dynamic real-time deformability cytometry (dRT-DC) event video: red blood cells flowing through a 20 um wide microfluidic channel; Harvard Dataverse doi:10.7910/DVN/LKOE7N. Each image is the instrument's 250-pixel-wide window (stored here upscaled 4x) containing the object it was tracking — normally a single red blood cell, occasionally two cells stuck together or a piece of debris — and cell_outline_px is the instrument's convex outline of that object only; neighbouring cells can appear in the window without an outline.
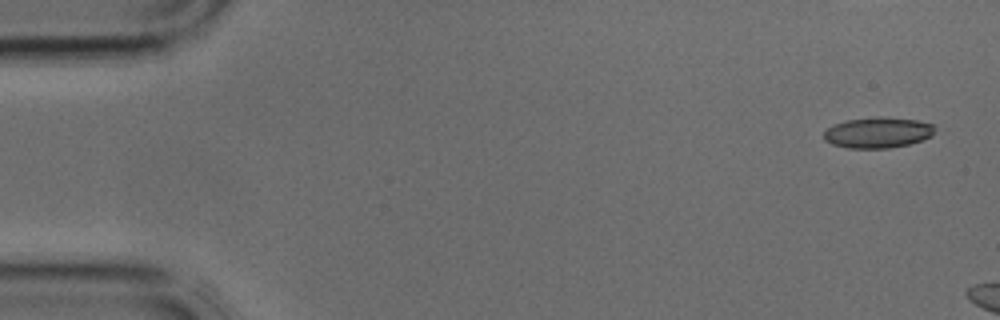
{"species": "common noctule bat (a hibernating species)", "species_latin": "Nyctalus noctula", "temperature_condition": "cold", "stored_images_in_passage": 3, "camera_frame_rate_fps": 3000, "um_per_image_px": 0.085, "animal": {"sex": "male", "body_mass_g": 17.9, "forearm_length_mm": 54.2}, "frame": {"image": 1, "passage_image": 1, "time_ms": 0.0, "image_size_px": [1000, 320], "cell_outline_px": [[932, 136], [908, 144], [888, 148], [848, 148], [832, 144], [824, 140], [824, 132], [828, 128], [836, 124], [848, 120], [916, 120], [932, 124]], "centroid_in_image_um": [74.56, 11.33], "position_along_channel_um": 10.4, "area_um2": 18.55}}